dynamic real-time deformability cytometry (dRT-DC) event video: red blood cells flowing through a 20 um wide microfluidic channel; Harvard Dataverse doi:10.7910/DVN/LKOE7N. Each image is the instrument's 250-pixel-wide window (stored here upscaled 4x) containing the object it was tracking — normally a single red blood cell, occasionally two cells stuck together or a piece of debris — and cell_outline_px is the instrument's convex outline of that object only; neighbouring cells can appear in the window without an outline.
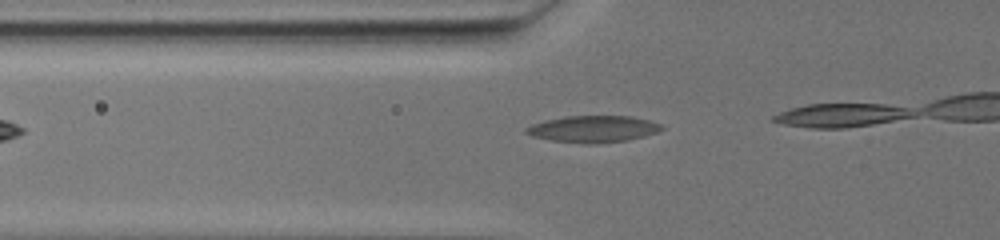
{"species": "common noctule bat (a hibernating species)", "species_latin": "Nyctalus noctula", "temperature_condition": "warm", "stored_images_in_passage": 14, "camera_frame_rate_fps": 3000, "um_per_image_px": 0.085, "animal": {"sex": "female", "body_mass_g": 19.5, "forearm_length_mm": 54.1}, "frame": {"image": 1, "passage_image": 3, "time_ms": 0.667, "image_size_px": [1000, 240], "cell_outline_px": [[664, 128], [656, 132], [644, 136], [628, 140], [596, 144], [584, 144], [552, 140], [532, 136], [524, 132], [524, 128], [532, 124], [544, 120], [564, 116], [632, 116], [664, 124]], "centroid_in_image_um": [50.42, 10.96], "position_along_channel_um": 75.4, "area_um2": 21.27}}
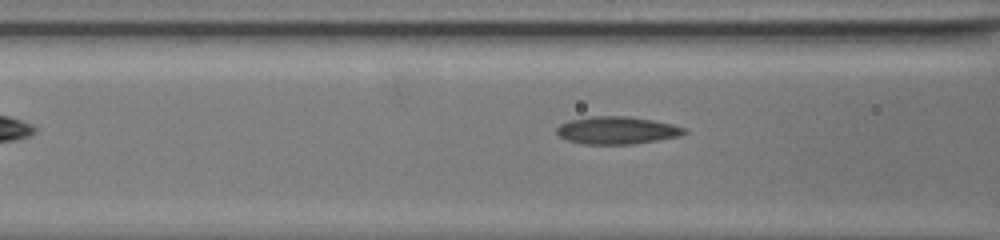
{"frame": {"image": 2, "passage_image": 7, "time_ms": 2.0, "image_size_px": [1000, 240], "cell_outline_px": [[688, 132], [680, 136], [632, 144], [584, 144], [568, 140], [560, 136], [556, 132], [556, 128], [560, 124], [568, 120], [592, 116], [628, 116], [652, 120], [672, 124], [684, 128]], "centroid_in_image_um": [52.42, 11.07], "position_along_channel_um": 114.2, "area_um2": 20.4}}
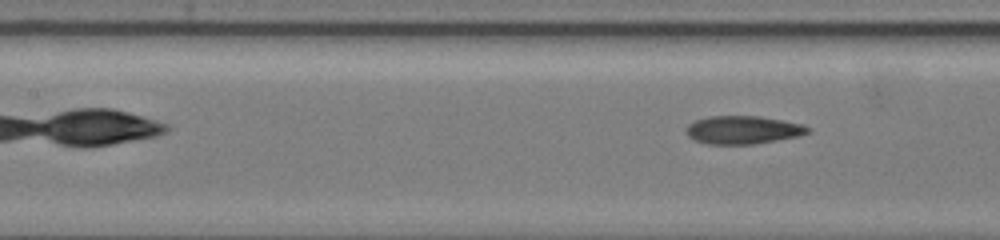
{"frame": {"image": 3, "passage_image": 10, "time_ms": 3.0, "image_size_px": [1000, 240], "cell_outline_px": [[812, 128], [808, 132], [800, 136], [756, 144], [708, 144], [696, 140], [688, 136], [684, 132], [684, 128], [688, 124], [696, 120], [708, 116], [760, 116], [800, 124]], "centroid_in_image_um": [63.12, 11.04], "position_along_channel_um": 144.3, "area_um2": 20.0}}